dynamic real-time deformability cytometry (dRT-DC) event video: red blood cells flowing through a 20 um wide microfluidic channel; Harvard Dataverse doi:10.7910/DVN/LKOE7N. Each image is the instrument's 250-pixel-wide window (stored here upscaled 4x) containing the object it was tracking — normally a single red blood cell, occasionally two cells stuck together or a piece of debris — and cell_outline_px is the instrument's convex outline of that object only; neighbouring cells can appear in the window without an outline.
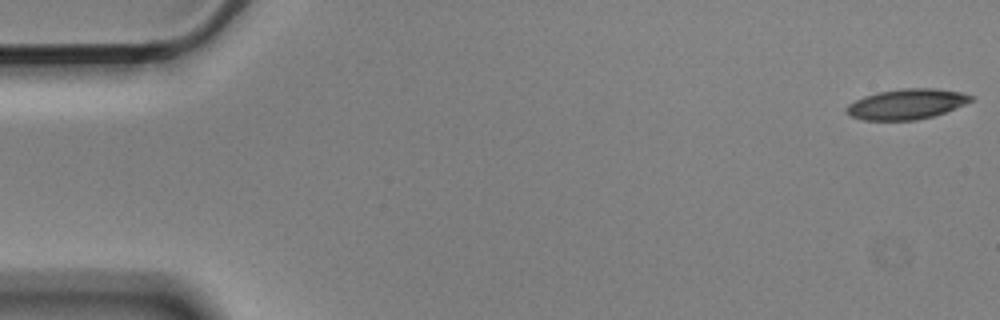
{"species": "Egyptian fruit bat (a non-hibernating species)", "species_latin": "Rousettus aegyptiacus", "temperature_condition": "cold", "stored_images_in_passage": 5, "camera_frame_rate_fps": 3000, "um_per_image_px": 0.085, "animal": {"sex": "male"}, "frame": {"image": 1, "passage_image": 1, "time_ms": 0.0, "image_size_px": [1000, 320], "cell_outline_px": [[976, 96], [972, 100], [964, 104], [944, 112], [932, 116], [916, 120], [864, 120], [852, 116], [844, 112], [844, 108], [848, 104], [864, 96], [876, 92], [904, 88], [936, 88], [960, 92]], "centroid_in_image_um": [77.03, 8.84], "position_along_channel_um": 8.0, "area_um2": 21.96}}
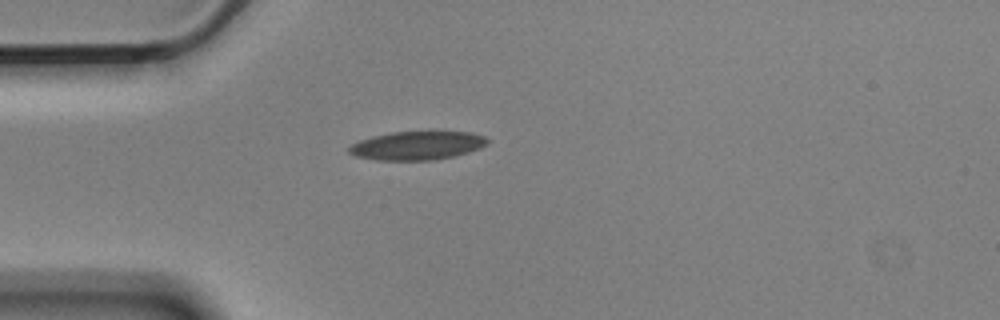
{"frame": {"image": 2, "passage_image": 5, "time_ms": 1.333, "image_size_px": [1000, 320], "cell_outline_px": [[488, 144], [480, 148], [468, 152], [436, 160], [376, 160], [356, 156], [348, 152], [348, 148], [352, 144], [360, 140], [372, 136], [392, 132], [428, 128], [468, 132], [484, 136], [488, 140]], "centroid_in_image_um": [35.49, 12.32], "position_along_channel_um": 49.5, "area_um2": 23.99}}